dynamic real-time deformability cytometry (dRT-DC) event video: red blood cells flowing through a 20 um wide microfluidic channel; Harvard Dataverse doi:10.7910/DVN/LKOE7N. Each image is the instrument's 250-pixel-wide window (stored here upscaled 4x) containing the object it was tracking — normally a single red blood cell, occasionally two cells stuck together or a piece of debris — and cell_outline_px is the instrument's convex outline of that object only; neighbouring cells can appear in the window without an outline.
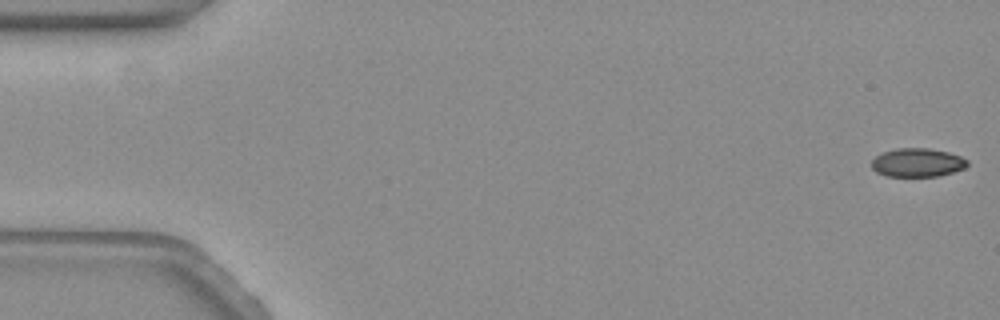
{"species": "common noctule bat (a hibernating species)", "species_latin": "Nyctalus noctula", "temperature_condition": "warm", "stored_images_in_passage": 61, "camera_frame_rate_fps": 3000, "um_per_image_px": 0.085, "animal": {"sex": "female", "body_mass_g": 19.3, "forearm_length_mm": 54.1}, "frame": {"image": 1, "passage_image": 1, "time_ms": 0.0, "image_size_px": [1000, 320], "cell_outline_px": [[968, 164], [964, 168], [940, 176], [884, 176], [876, 172], [872, 168], [872, 160], [876, 156], [884, 152], [896, 148], [928, 148], [948, 152], [960, 156], [968, 160]], "centroid_in_image_um": [77.97, 13.82], "position_along_channel_um": 7.0, "area_um2": 15.95}}
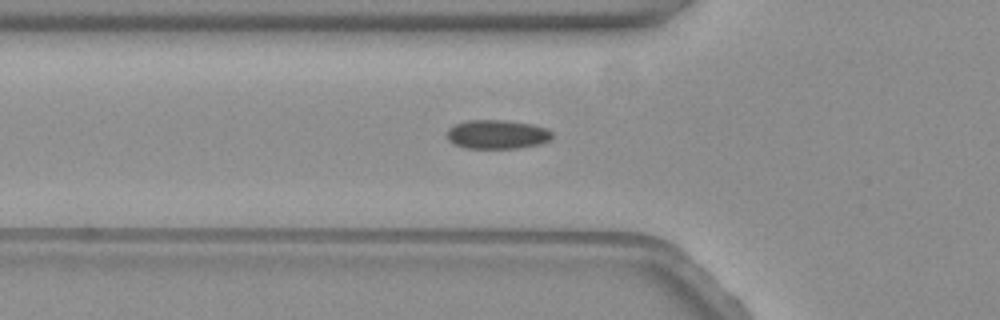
{"frame": {"image": 2, "passage_image": 21, "time_ms": 6.667, "image_size_px": [1000, 320], "cell_outline_px": [[552, 136], [548, 140], [540, 144], [520, 148], [464, 148], [452, 144], [448, 140], [448, 128], [456, 124], [468, 120], [504, 120], [532, 124], [548, 128], [552, 132]], "centroid_in_image_um": [42.25, 11.42], "position_along_channel_um": 83.5, "area_um2": 17.86}}
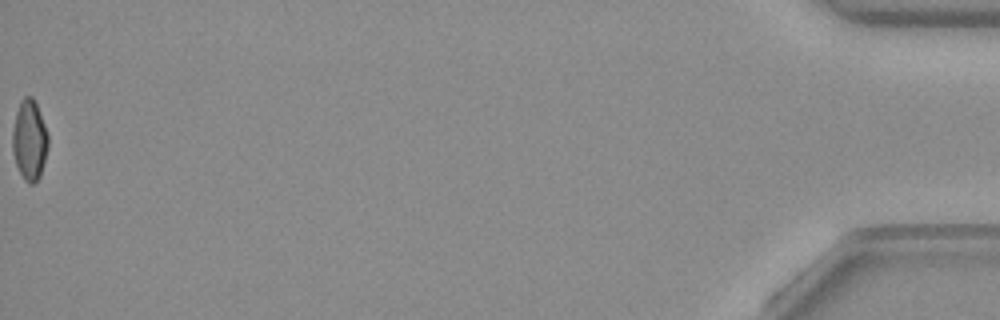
{"frame": {"image": 3, "passage_image": 61, "time_ms": 20.0, "image_size_px": [1000, 320], "cell_outline_px": [[48, 148], [40, 176], [32, 184], [28, 184], [24, 180], [16, 164], [12, 152], [12, 132], [16, 112], [20, 100], [24, 96], [32, 96], [36, 104], [44, 124], [48, 136]], "centroid_in_image_um": [2.49, 11.91], "position_along_channel_um": 432.7, "area_um2": 16.65}, "authors_computed_cell_mechanics": {"area_um2": 17.2822, "velocity_mm_per_s": 3.4374, "shape_relaxation_time_tau1_ms": null, "shape_relaxation_time_tau2_ms": 1.4595, "deformation_change_tau1": null, "deformation_change_tau2": 0.0636}}